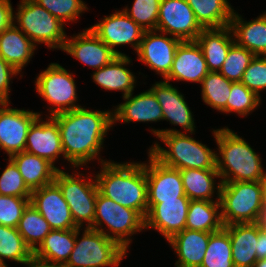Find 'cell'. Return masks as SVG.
<instances>
[{"mask_svg": "<svg viewBox=\"0 0 266 267\" xmlns=\"http://www.w3.org/2000/svg\"><path fill=\"white\" fill-rule=\"evenodd\" d=\"M202 100L206 105L227 114V100L230 97L232 81L220 72H209L201 82Z\"/></svg>", "mask_w": 266, "mask_h": 267, "instance_id": "cell-36", "label": "cell"}, {"mask_svg": "<svg viewBox=\"0 0 266 267\" xmlns=\"http://www.w3.org/2000/svg\"><path fill=\"white\" fill-rule=\"evenodd\" d=\"M39 116L30 126L25 151L55 164L60 155L64 158L61 133L57 122L50 116L44 121Z\"/></svg>", "mask_w": 266, "mask_h": 267, "instance_id": "cell-19", "label": "cell"}, {"mask_svg": "<svg viewBox=\"0 0 266 267\" xmlns=\"http://www.w3.org/2000/svg\"><path fill=\"white\" fill-rule=\"evenodd\" d=\"M262 205L266 206V177H265V180L263 181Z\"/></svg>", "mask_w": 266, "mask_h": 267, "instance_id": "cell-50", "label": "cell"}, {"mask_svg": "<svg viewBox=\"0 0 266 267\" xmlns=\"http://www.w3.org/2000/svg\"><path fill=\"white\" fill-rule=\"evenodd\" d=\"M200 267H235L229 233L224 227L210 234Z\"/></svg>", "mask_w": 266, "mask_h": 267, "instance_id": "cell-37", "label": "cell"}, {"mask_svg": "<svg viewBox=\"0 0 266 267\" xmlns=\"http://www.w3.org/2000/svg\"><path fill=\"white\" fill-rule=\"evenodd\" d=\"M151 132L167 146L168 150L154 143L148 151L163 165L179 170L217 169V154L189 135L177 129H152Z\"/></svg>", "mask_w": 266, "mask_h": 267, "instance_id": "cell-4", "label": "cell"}, {"mask_svg": "<svg viewBox=\"0 0 266 267\" xmlns=\"http://www.w3.org/2000/svg\"><path fill=\"white\" fill-rule=\"evenodd\" d=\"M9 158L15 163L31 191L52 183L59 170L48 160L26 151L15 153Z\"/></svg>", "mask_w": 266, "mask_h": 267, "instance_id": "cell-29", "label": "cell"}, {"mask_svg": "<svg viewBox=\"0 0 266 267\" xmlns=\"http://www.w3.org/2000/svg\"><path fill=\"white\" fill-rule=\"evenodd\" d=\"M220 157H216V168L221 183L239 181H264L260 156L238 134L228 127L213 130Z\"/></svg>", "mask_w": 266, "mask_h": 267, "instance_id": "cell-3", "label": "cell"}, {"mask_svg": "<svg viewBox=\"0 0 266 267\" xmlns=\"http://www.w3.org/2000/svg\"><path fill=\"white\" fill-rule=\"evenodd\" d=\"M261 97L249 90L241 82H232L230 97L227 100V113L236 112L247 116L261 103Z\"/></svg>", "mask_w": 266, "mask_h": 267, "instance_id": "cell-39", "label": "cell"}, {"mask_svg": "<svg viewBox=\"0 0 266 267\" xmlns=\"http://www.w3.org/2000/svg\"><path fill=\"white\" fill-rule=\"evenodd\" d=\"M26 245L34 252L52 230L45 218L29 203L17 226Z\"/></svg>", "mask_w": 266, "mask_h": 267, "instance_id": "cell-34", "label": "cell"}, {"mask_svg": "<svg viewBox=\"0 0 266 267\" xmlns=\"http://www.w3.org/2000/svg\"><path fill=\"white\" fill-rule=\"evenodd\" d=\"M161 0H134L130 9L123 11L133 19L143 30H156Z\"/></svg>", "mask_w": 266, "mask_h": 267, "instance_id": "cell-40", "label": "cell"}, {"mask_svg": "<svg viewBox=\"0 0 266 267\" xmlns=\"http://www.w3.org/2000/svg\"><path fill=\"white\" fill-rule=\"evenodd\" d=\"M257 260L266 258V231L258 227V238H257V249H256Z\"/></svg>", "mask_w": 266, "mask_h": 267, "instance_id": "cell-47", "label": "cell"}, {"mask_svg": "<svg viewBox=\"0 0 266 267\" xmlns=\"http://www.w3.org/2000/svg\"><path fill=\"white\" fill-rule=\"evenodd\" d=\"M240 82L260 97L259 92L266 89V56L255 55Z\"/></svg>", "mask_w": 266, "mask_h": 267, "instance_id": "cell-44", "label": "cell"}, {"mask_svg": "<svg viewBox=\"0 0 266 267\" xmlns=\"http://www.w3.org/2000/svg\"><path fill=\"white\" fill-rule=\"evenodd\" d=\"M254 223L262 230L266 231V206H262L257 214Z\"/></svg>", "mask_w": 266, "mask_h": 267, "instance_id": "cell-49", "label": "cell"}, {"mask_svg": "<svg viewBox=\"0 0 266 267\" xmlns=\"http://www.w3.org/2000/svg\"><path fill=\"white\" fill-rule=\"evenodd\" d=\"M253 267H266V258L265 259H262V260H257L254 263V266Z\"/></svg>", "mask_w": 266, "mask_h": 267, "instance_id": "cell-51", "label": "cell"}, {"mask_svg": "<svg viewBox=\"0 0 266 267\" xmlns=\"http://www.w3.org/2000/svg\"><path fill=\"white\" fill-rule=\"evenodd\" d=\"M133 93L123 97L124 103L119 104L113 111V123L157 122L163 120L162 108L152 92L148 89L138 95Z\"/></svg>", "mask_w": 266, "mask_h": 267, "instance_id": "cell-22", "label": "cell"}, {"mask_svg": "<svg viewBox=\"0 0 266 267\" xmlns=\"http://www.w3.org/2000/svg\"><path fill=\"white\" fill-rule=\"evenodd\" d=\"M204 29L229 26L234 9L228 0H186Z\"/></svg>", "mask_w": 266, "mask_h": 267, "instance_id": "cell-32", "label": "cell"}, {"mask_svg": "<svg viewBox=\"0 0 266 267\" xmlns=\"http://www.w3.org/2000/svg\"><path fill=\"white\" fill-rule=\"evenodd\" d=\"M263 181L221 184L220 205L223 225L254 223L262 205Z\"/></svg>", "mask_w": 266, "mask_h": 267, "instance_id": "cell-7", "label": "cell"}, {"mask_svg": "<svg viewBox=\"0 0 266 267\" xmlns=\"http://www.w3.org/2000/svg\"><path fill=\"white\" fill-rule=\"evenodd\" d=\"M75 244V229H52L33 252L41 259L66 264Z\"/></svg>", "mask_w": 266, "mask_h": 267, "instance_id": "cell-33", "label": "cell"}, {"mask_svg": "<svg viewBox=\"0 0 266 267\" xmlns=\"http://www.w3.org/2000/svg\"><path fill=\"white\" fill-rule=\"evenodd\" d=\"M33 255L17 228L0 225V267L6 259L25 264Z\"/></svg>", "mask_w": 266, "mask_h": 267, "instance_id": "cell-35", "label": "cell"}, {"mask_svg": "<svg viewBox=\"0 0 266 267\" xmlns=\"http://www.w3.org/2000/svg\"><path fill=\"white\" fill-rule=\"evenodd\" d=\"M17 11L13 16L14 24L36 46L43 43L51 49H63L67 39L64 23L34 0H21Z\"/></svg>", "mask_w": 266, "mask_h": 267, "instance_id": "cell-6", "label": "cell"}, {"mask_svg": "<svg viewBox=\"0 0 266 267\" xmlns=\"http://www.w3.org/2000/svg\"><path fill=\"white\" fill-rule=\"evenodd\" d=\"M220 201L191 200L185 229L216 232L224 227Z\"/></svg>", "mask_w": 266, "mask_h": 267, "instance_id": "cell-31", "label": "cell"}, {"mask_svg": "<svg viewBox=\"0 0 266 267\" xmlns=\"http://www.w3.org/2000/svg\"><path fill=\"white\" fill-rule=\"evenodd\" d=\"M18 73V71H16L0 56V103H10V81L11 78L16 76Z\"/></svg>", "mask_w": 266, "mask_h": 267, "instance_id": "cell-45", "label": "cell"}, {"mask_svg": "<svg viewBox=\"0 0 266 267\" xmlns=\"http://www.w3.org/2000/svg\"><path fill=\"white\" fill-rule=\"evenodd\" d=\"M228 231L235 267H253L257 261L258 226L255 223H235L224 226Z\"/></svg>", "mask_w": 266, "mask_h": 267, "instance_id": "cell-24", "label": "cell"}, {"mask_svg": "<svg viewBox=\"0 0 266 267\" xmlns=\"http://www.w3.org/2000/svg\"><path fill=\"white\" fill-rule=\"evenodd\" d=\"M97 159L102 164L101 172L94 177L99 192L114 202L137 211L145 219L148 201L144 163H114Z\"/></svg>", "mask_w": 266, "mask_h": 267, "instance_id": "cell-2", "label": "cell"}, {"mask_svg": "<svg viewBox=\"0 0 266 267\" xmlns=\"http://www.w3.org/2000/svg\"><path fill=\"white\" fill-rule=\"evenodd\" d=\"M35 48L14 23L0 33V56L19 73L33 57Z\"/></svg>", "mask_w": 266, "mask_h": 267, "instance_id": "cell-28", "label": "cell"}, {"mask_svg": "<svg viewBox=\"0 0 266 267\" xmlns=\"http://www.w3.org/2000/svg\"><path fill=\"white\" fill-rule=\"evenodd\" d=\"M204 28L186 0H161L156 30L181 41H195Z\"/></svg>", "mask_w": 266, "mask_h": 267, "instance_id": "cell-11", "label": "cell"}, {"mask_svg": "<svg viewBox=\"0 0 266 267\" xmlns=\"http://www.w3.org/2000/svg\"><path fill=\"white\" fill-rule=\"evenodd\" d=\"M30 198L0 195V225L17 228Z\"/></svg>", "mask_w": 266, "mask_h": 267, "instance_id": "cell-43", "label": "cell"}, {"mask_svg": "<svg viewBox=\"0 0 266 267\" xmlns=\"http://www.w3.org/2000/svg\"><path fill=\"white\" fill-rule=\"evenodd\" d=\"M127 55H118L110 63L102 68L95 70L91 76L94 83L105 90L122 91L123 97L133 93L135 84V75L125 66L131 63Z\"/></svg>", "mask_w": 266, "mask_h": 267, "instance_id": "cell-27", "label": "cell"}, {"mask_svg": "<svg viewBox=\"0 0 266 267\" xmlns=\"http://www.w3.org/2000/svg\"><path fill=\"white\" fill-rule=\"evenodd\" d=\"M103 223L108 227L107 232L102 228L105 225ZM93 229L102 232L128 250L132 242L130 236L145 229V219L137 211L114 202L98 191Z\"/></svg>", "mask_w": 266, "mask_h": 267, "instance_id": "cell-8", "label": "cell"}, {"mask_svg": "<svg viewBox=\"0 0 266 267\" xmlns=\"http://www.w3.org/2000/svg\"><path fill=\"white\" fill-rule=\"evenodd\" d=\"M209 73L201 47L196 41H182L176 49L169 75L163 79L186 82H202Z\"/></svg>", "mask_w": 266, "mask_h": 267, "instance_id": "cell-20", "label": "cell"}, {"mask_svg": "<svg viewBox=\"0 0 266 267\" xmlns=\"http://www.w3.org/2000/svg\"><path fill=\"white\" fill-rule=\"evenodd\" d=\"M30 203L45 218L52 229L70 230L78 228L71 216L69 205L54 181L33 190Z\"/></svg>", "mask_w": 266, "mask_h": 267, "instance_id": "cell-17", "label": "cell"}, {"mask_svg": "<svg viewBox=\"0 0 266 267\" xmlns=\"http://www.w3.org/2000/svg\"><path fill=\"white\" fill-rule=\"evenodd\" d=\"M81 176H84L83 173L68 174L59 169L54 182L59 186L69 205L75 225L81 228L86 223V228L93 229L96 198L99 190L96 179L92 180V177L90 179Z\"/></svg>", "mask_w": 266, "mask_h": 267, "instance_id": "cell-9", "label": "cell"}, {"mask_svg": "<svg viewBox=\"0 0 266 267\" xmlns=\"http://www.w3.org/2000/svg\"><path fill=\"white\" fill-rule=\"evenodd\" d=\"M24 265L27 267H65V264L47 261L35 255H32Z\"/></svg>", "mask_w": 266, "mask_h": 267, "instance_id": "cell-48", "label": "cell"}, {"mask_svg": "<svg viewBox=\"0 0 266 267\" xmlns=\"http://www.w3.org/2000/svg\"><path fill=\"white\" fill-rule=\"evenodd\" d=\"M190 201L187 196H182L177 200L148 203L145 229L157 230L168 241L173 235L185 229Z\"/></svg>", "mask_w": 266, "mask_h": 267, "instance_id": "cell-16", "label": "cell"}, {"mask_svg": "<svg viewBox=\"0 0 266 267\" xmlns=\"http://www.w3.org/2000/svg\"><path fill=\"white\" fill-rule=\"evenodd\" d=\"M211 233L184 229L169 240L170 246L178 256L176 267H200L205 256Z\"/></svg>", "mask_w": 266, "mask_h": 267, "instance_id": "cell-23", "label": "cell"}, {"mask_svg": "<svg viewBox=\"0 0 266 267\" xmlns=\"http://www.w3.org/2000/svg\"><path fill=\"white\" fill-rule=\"evenodd\" d=\"M0 103V150L11 155L25 151L26 138L32 123L41 116L38 112L9 107Z\"/></svg>", "mask_w": 266, "mask_h": 267, "instance_id": "cell-13", "label": "cell"}, {"mask_svg": "<svg viewBox=\"0 0 266 267\" xmlns=\"http://www.w3.org/2000/svg\"><path fill=\"white\" fill-rule=\"evenodd\" d=\"M62 51L96 70L106 66L116 56L91 28L66 39Z\"/></svg>", "mask_w": 266, "mask_h": 267, "instance_id": "cell-18", "label": "cell"}, {"mask_svg": "<svg viewBox=\"0 0 266 267\" xmlns=\"http://www.w3.org/2000/svg\"><path fill=\"white\" fill-rule=\"evenodd\" d=\"M229 27L236 44L254 55L266 56V12L247 22L234 10Z\"/></svg>", "mask_w": 266, "mask_h": 267, "instance_id": "cell-26", "label": "cell"}, {"mask_svg": "<svg viewBox=\"0 0 266 267\" xmlns=\"http://www.w3.org/2000/svg\"><path fill=\"white\" fill-rule=\"evenodd\" d=\"M156 96L163 112V120L179 125L190 134L195 131V123L185 97L170 82L160 81L150 88Z\"/></svg>", "mask_w": 266, "mask_h": 267, "instance_id": "cell-21", "label": "cell"}, {"mask_svg": "<svg viewBox=\"0 0 266 267\" xmlns=\"http://www.w3.org/2000/svg\"><path fill=\"white\" fill-rule=\"evenodd\" d=\"M9 163L0 176V195L30 198L32 191L27 187L15 163Z\"/></svg>", "mask_w": 266, "mask_h": 267, "instance_id": "cell-42", "label": "cell"}, {"mask_svg": "<svg viewBox=\"0 0 266 267\" xmlns=\"http://www.w3.org/2000/svg\"><path fill=\"white\" fill-rule=\"evenodd\" d=\"M254 54L235 42L231 45L227 57L219 71L227 80L240 82Z\"/></svg>", "mask_w": 266, "mask_h": 267, "instance_id": "cell-38", "label": "cell"}, {"mask_svg": "<svg viewBox=\"0 0 266 267\" xmlns=\"http://www.w3.org/2000/svg\"><path fill=\"white\" fill-rule=\"evenodd\" d=\"M195 41L202 49L209 72H219L234 43L231 28L203 29Z\"/></svg>", "mask_w": 266, "mask_h": 267, "instance_id": "cell-25", "label": "cell"}, {"mask_svg": "<svg viewBox=\"0 0 266 267\" xmlns=\"http://www.w3.org/2000/svg\"><path fill=\"white\" fill-rule=\"evenodd\" d=\"M148 156L149 163H144L148 203H161V200H177L186 196L180 170L163 165L150 152Z\"/></svg>", "mask_w": 266, "mask_h": 267, "instance_id": "cell-15", "label": "cell"}, {"mask_svg": "<svg viewBox=\"0 0 266 267\" xmlns=\"http://www.w3.org/2000/svg\"><path fill=\"white\" fill-rule=\"evenodd\" d=\"M52 118L60 129L64 160L74 169L96 160L103 149L104 137L114 124L113 111H92L84 107Z\"/></svg>", "mask_w": 266, "mask_h": 267, "instance_id": "cell-1", "label": "cell"}, {"mask_svg": "<svg viewBox=\"0 0 266 267\" xmlns=\"http://www.w3.org/2000/svg\"><path fill=\"white\" fill-rule=\"evenodd\" d=\"M35 86L43 100L52 106L49 108L50 117L82 107L76 104L78 97L73 73L58 63H51L46 70L40 72Z\"/></svg>", "mask_w": 266, "mask_h": 267, "instance_id": "cell-10", "label": "cell"}, {"mask_svg": "<svg viewBox=\"0 0 266 267\" xmlns=\"http://www.w3.org/2000/svg\"><path fill=\"white\" fill-rule=\"evenodd\" d=\"M13 8L10 0H0V33L6 30L13 22Z\"/></svg>", "mask_w": 266, "mask_h": 267, "instance_id": "cell-46", "label": "cell"}, {"mask_svg": "<svg viewBox=\"0 0 266 267\" xmlns=\"http://www.w3.org/2000/svg\"><path fill=\"white\" fill-rule=\"evenodd\" d=\"M81 228L75 229V244L65 267H118L125 258V250L117 241L102 232L85 228L79 238Z\"/></svg>", "mask_w": 266, "mask_h": 267, "instance_id": "cell-5", "label": "cell"}, {"mask_svg": "<svg viewBox=\"0 0 266 267\" xmlns=\"http://www.w3.org/2000/svg\"><path fill=\"white\" fill-rule=\"evenodd\" d=\"M90 28L117 55H126L115 49L126 44H130L137 52L145 32L123 10L105 16Z\"/></svg>", "mask_w": 266, "mask_h": 267, "instance_id": "cell-12", "label": "cell"}, {"mask_svg": "<svg viewBox=\"0 0 266 267\" xmlns=\"http://www.w3.org/2000/svg\"><path fill=\"white\" fill-rule=\"evenodd\" d=\"M181 42L158 30L145 31L137 51L138 60L165 79L171 71L176 49Z\"/></svg>", "mask_w": 266, "mask_h": 267, "instance_id": "cell-14", "label": "cell"}, {"mask_svg": "<svg viewBox=\"0 0 266 267\" xmlns=\"http://www.w3.org/2000/svg\"><path fill=\"white\" fill-rule=\"evenodd\" d=\"M44 7L50 14L60 20L62 23L66 21H76L83 11L88 10L87 4L82 0H34Z\"/></svg>", "mask_w": 266, "mask_h": 267, "instance_id": "cell-41", "label": "cell"}, {"mask_svg": "<svg viewBox=\"0 0 266 267\" xmlns=\"http://www.w3.org/2000/svg\"><path fill=\"white\" fill-rule=\"evenodd\" d=\"M180 174L185 195L190 200H220L222 183L219 181L216 186L215 178H220L217 169H181ZM215 190H217V200H213Z\"/></svg>", "mask_w": 266, "mask_h": 267, "instance_id": "cell-30", "label": "cell"}]
</instances>
